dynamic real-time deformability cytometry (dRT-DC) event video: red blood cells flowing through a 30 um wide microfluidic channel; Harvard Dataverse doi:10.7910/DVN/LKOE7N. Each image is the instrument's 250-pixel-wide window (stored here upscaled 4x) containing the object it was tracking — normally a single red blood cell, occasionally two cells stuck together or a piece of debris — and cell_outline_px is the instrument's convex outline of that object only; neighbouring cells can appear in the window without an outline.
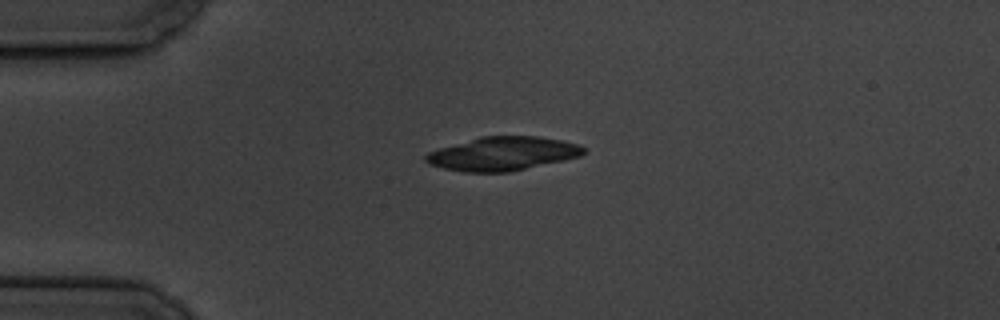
{"species": "common noctule bat (a hibernating species)", "species_latin": "Nyctalus noctula", "temperature_condition": "cold", "stored_images_in_passage": 2, "camera_frame_rate_fps": 3000, "um_per_image_px": 0.085, "animal": {"sex": "male", "body_mass_g": 19.5, "forearm_length_mm": 54.6}, "frame": {"image": 1, "passage_image": 1, "time_ms": 0.0, "image_size_px": [1000, 320], "cell_outline_px": [[588, 152], [580, 156], [564, 160], [508, 172], [464, 172], [444, 168], [428, 164], [424, 160], [424, 156], [428, 152], [440, 148], [480, 136], [540, 136], [564, 140], [580, 144]], "centroid_in_image_um": [42.75, 13.05], "position_along_channel_um": 42.2, "area_um2": 31.1}}